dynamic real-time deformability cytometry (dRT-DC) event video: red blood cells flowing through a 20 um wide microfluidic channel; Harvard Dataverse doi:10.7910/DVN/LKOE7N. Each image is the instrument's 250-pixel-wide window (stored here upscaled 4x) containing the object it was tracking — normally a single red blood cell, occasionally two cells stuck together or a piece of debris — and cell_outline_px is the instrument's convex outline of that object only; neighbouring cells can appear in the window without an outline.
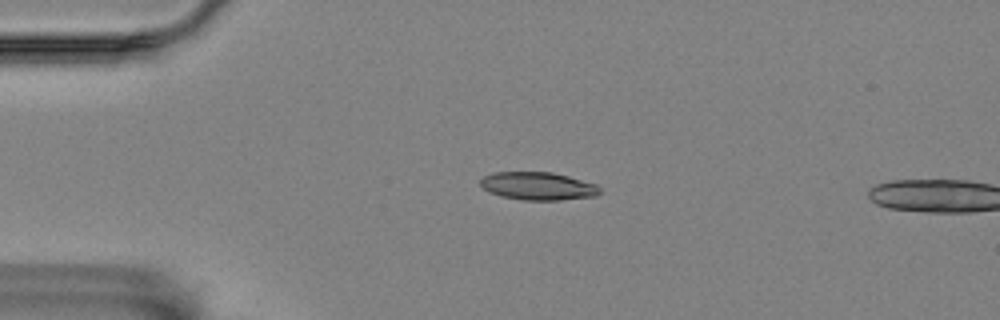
{"species": "Egyptian fruit bat (a non-hibernating species)", "species_latin": "Rousettus aegyptiacus", "temperature_condition": "room temperature", "stored_images_in_passage": 4, "camera_frame_rate_fps": 3000, "um_per_image_px": 0.085, "animal": {"sex": "female"}, "frame": {"image": 1, "passage_image": 3, "time_ms": 0.667, "image_size_px": [1000, 320], "cell_outline_px": [[600, 192], [596, 196], [560, 200], [524, 200], [500, 196], [484, 188], [480, 184], [480, 180], [484, 176], [492, 172], [552, 172], [568, 176], [596, 184], [600, 188]], "centroid_in_image_um": [45.74, 15.81], "position_along_channel_um": 39.3, "area_um2": 19.36}}